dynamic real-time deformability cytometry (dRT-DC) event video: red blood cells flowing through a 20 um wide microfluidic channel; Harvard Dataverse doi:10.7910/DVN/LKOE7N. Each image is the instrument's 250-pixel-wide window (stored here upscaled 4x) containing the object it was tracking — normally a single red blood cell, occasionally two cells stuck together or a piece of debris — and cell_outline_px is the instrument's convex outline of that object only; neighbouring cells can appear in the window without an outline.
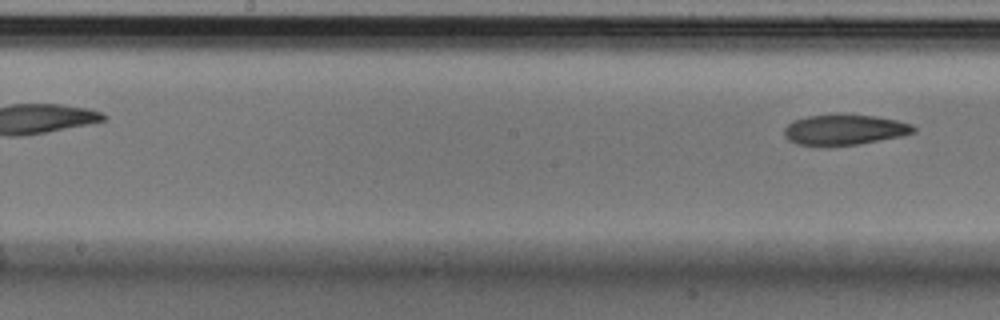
{"species": "Egyptian fruit bat (a non-hibernating species)", "species_latin": "Rousettus aegyptiacus", "temperature_condition": "cold", "stored_images_in_passage": 10, "segment_of_instrument_passage": [2, 2], "camera_frame_rate_fps": 3000, "um_per_image_px": 0.085, "animal": {"sex": "male"}, "frame": {"image": 1, "passage_image": 10, "time_ms": 3.0, "image_size_px": [1000, 320], "cell_outline_px": [[916, 132], [900, 136], [856, 144], [796, 144], [788, 140], [784, 136], [784, 128], [792, 120], [808, 116], [840, 112], [844, 112], [876, 116], [896, 120], [912, 124], [916, 128]], "centroid_in_image_um": [71.77, 10.97], "position_along_channel_um": 176.4, "area_um2": 23.06}}